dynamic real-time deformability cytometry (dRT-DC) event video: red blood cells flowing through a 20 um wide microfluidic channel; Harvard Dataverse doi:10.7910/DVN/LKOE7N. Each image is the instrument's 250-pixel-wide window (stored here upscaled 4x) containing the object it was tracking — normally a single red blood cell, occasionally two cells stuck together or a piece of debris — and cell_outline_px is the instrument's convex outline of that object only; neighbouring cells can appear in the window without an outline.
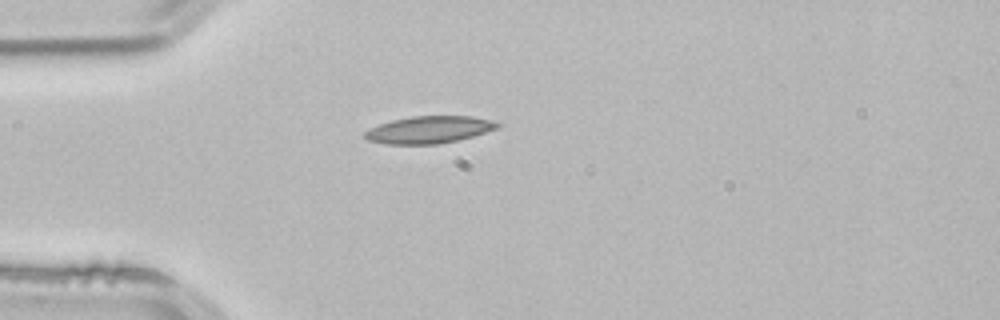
{"species": "common noctule bat (a hibernating species)", "species_latin": "Nyctalus noctula", "temperature_condition": "room temperature", "stored_images_in_passage": 3, "camera_frame_rate_fps": 3000, "um_per_image_px": 0.085, "animal": {"sex": "male", "body_mass_g": 21.5, "forearm_length_mm": 52.0}, "frame": {"image": 1, "passage_image": 3, "time_ms": 0.667, "image_size_px": [1000, 320], "cell_outline_px": [[500, 124], [496, 128], [472, 136], [440, 144], [388, 144], [368, 140], [364, 136], [364, 132], [368, 128], [392, 120], [412, 116], [472, 116], [492, 120]], "centroid_in_image_um": [36.43, 11.02], "position_along_channel_um": 48.6, "area_um2": 20.81}}